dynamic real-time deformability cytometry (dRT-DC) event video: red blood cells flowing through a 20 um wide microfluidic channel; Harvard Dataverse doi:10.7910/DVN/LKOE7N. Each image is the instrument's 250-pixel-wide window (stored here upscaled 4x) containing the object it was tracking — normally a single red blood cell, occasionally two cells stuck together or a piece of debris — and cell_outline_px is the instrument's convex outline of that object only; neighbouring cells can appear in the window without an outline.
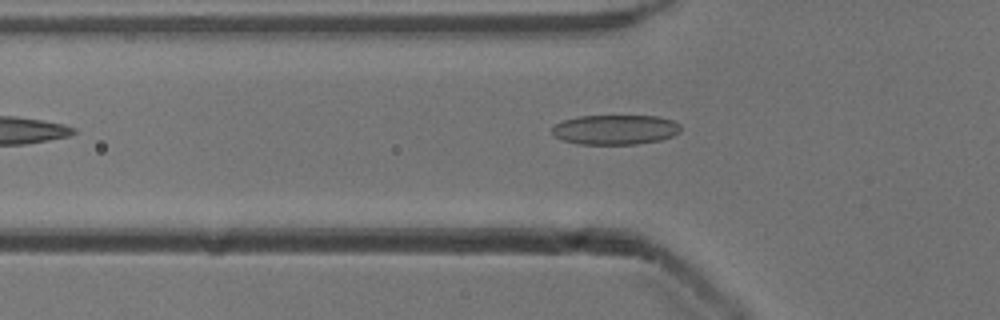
{"species": "common noctule bat (a hibernating species)", "species_latin": "Nyctalus noctula", "temperature_condition": "cold", "stored_images_in_passage": 37, "camera_frame_rate_fps": 3000, "um_per_image_px": 0.085, "animal": {"sex": "male", "body_mass_g": 13.3}, "frame": {"image": 1, "passage_image": 4, "time_ms": 1.0, "image_size_px": [1000, 320], "cell_outline_px": [[680, 132], [672, 136], [660, 140], [636, 144], [580, 144], [564, 140], [556, 136], [552, 132], [552, 128], [556, 124], [564, 120], [576, 116], [656, 116], [672, 120], [680, 124]], "centroid_in_image_um": [52.31, 11.01], "position_along_channel_um": 73.5, "area_um2": 22.2}}
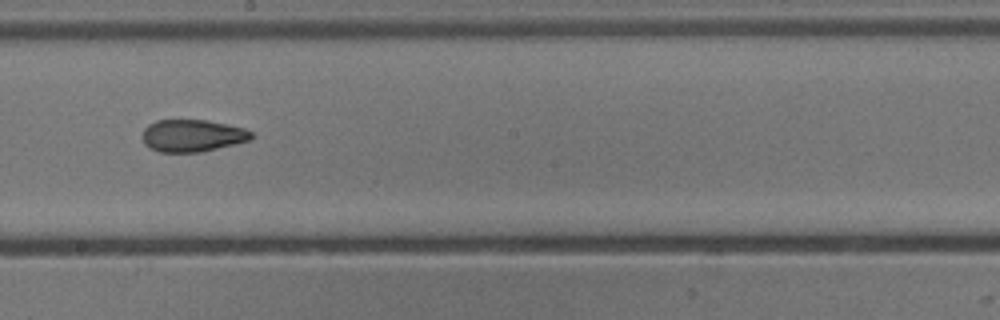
{"frame": {"image": 2, "passage_image": 16, "time_ms": 5.0, "image_size_px": [1000, 320], "cell_outline_px": [[256, 136], [252, 140], [200, 152], [160, 152], [148, 148], [144, 144], [144, 128], [148, 124], [156, 120], [208, 120], [244, 128], [252, 132]], "centroid_in_image_um": [16.38, 11.53], "position_along_channel_um": 231.8, "area_um2": 20.58}}
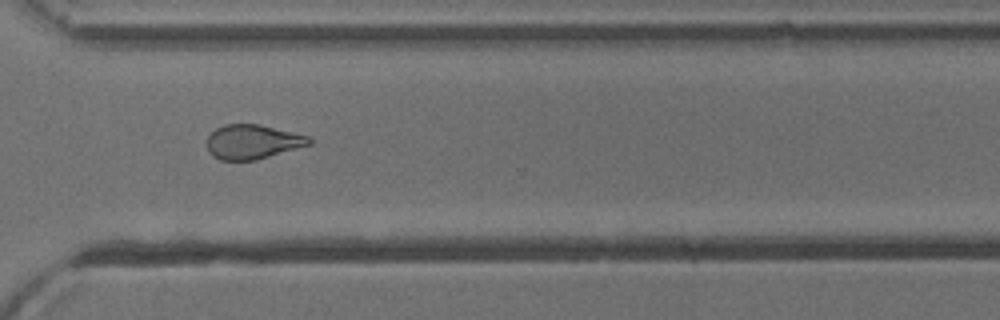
{"frame": {"image": 3, "passage_image": 25, "time_ms": 8.0, "image_size_px": [1000, 320], "cell_outline_px": [[312, 144], [256, 160], [220, 160], [212, 156], [208, 152], [208, 136], [216, 128], [224, 124], [260, 124], [308, 136], [312, 140]], "centroid_in_image_um": [21.46, 12.05], "position_along_channel_um": 349.1, "area_um2": 20.46}}